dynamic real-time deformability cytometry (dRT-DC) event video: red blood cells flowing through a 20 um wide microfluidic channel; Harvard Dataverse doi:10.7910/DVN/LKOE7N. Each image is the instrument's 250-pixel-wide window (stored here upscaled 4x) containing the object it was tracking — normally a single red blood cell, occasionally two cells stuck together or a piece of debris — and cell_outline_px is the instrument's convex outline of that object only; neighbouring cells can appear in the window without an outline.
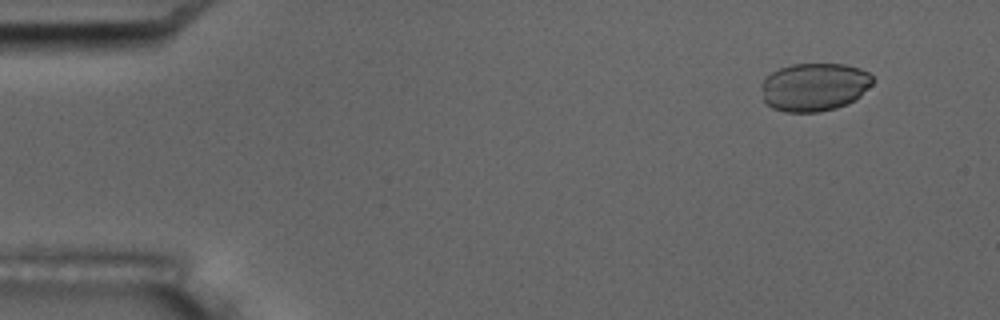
{"species": "common noctule bat (a hibernating species)", "species_latin": "Nyctalus noctula", "temperature_condition": "room temperature", "stored_images_in_passage": 4, "camera_frame_rate_fps": 3000, "um_per_image_px": 0.085, "animal": {"sex": "male", "body_mass_g": 17.5, "forearm_length_mm": 52.3}, "frame": {"image": 1, "passage_image": 1, "time_ms": 0.0, "image_size_px": [1000, 320], "cell_outline_px": [[872, 84], [856, 100], [848, 104], [836, 108], [820, 112], [784, 112], [772, 108], [764, 100], [760, 84], [772, 72], [780, 68], [792, 64], [844, 64], [860, 68], [868, 72], [872, 76]], "centroid_in_image_um": [69.22, 7.4], "position_along_channel_um": 15.8, "area_um2": 31.39}}